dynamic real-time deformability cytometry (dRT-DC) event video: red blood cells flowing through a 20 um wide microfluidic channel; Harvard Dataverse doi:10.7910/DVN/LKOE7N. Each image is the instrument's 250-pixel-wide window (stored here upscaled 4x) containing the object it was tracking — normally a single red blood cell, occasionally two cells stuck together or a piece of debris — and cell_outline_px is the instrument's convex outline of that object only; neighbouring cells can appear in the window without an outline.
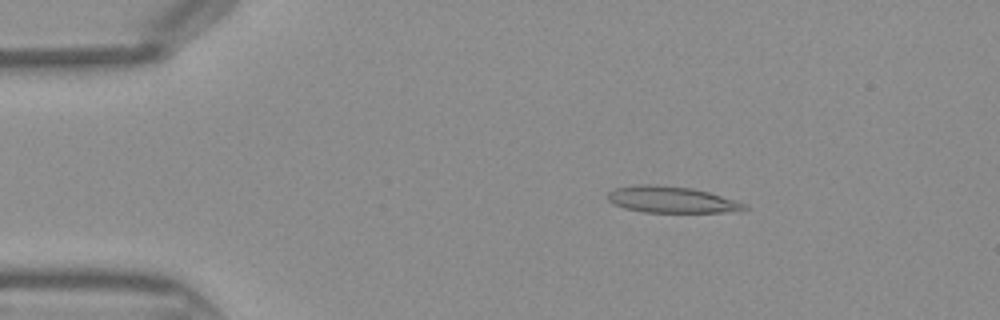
{"species": "Egyptian fruit bat (a non-hibernating species)", "species_latin": "Rousettus aegyptiacus", "temperature_condition": "warm", "stored_images_in_passage": 44, "camera_frame_rate_fps": 3000, "um_per_image_px": 0.085, "frame": {"image": 1, "passage_image": 7, "time_ms": 2.0, "image_size_px": [1000, 320], "cell_outline_px": [[748, 208], [740, 212], [644, 212], [624, 208], [612, 204], [608, 200], [608, 192], [612, 188], [640, 184], [656, 184], [692, 188], [708, 192], [748, 204]], "centroid_in_image_um": [57.08, 16.97], "position_along_channel_um": 27.9, "area_um2": 21.27}}
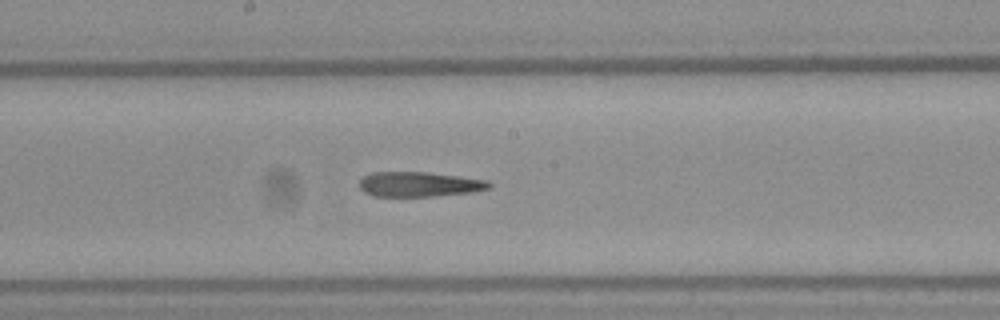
{"frame": {"image": 2, "passage_image": 23, "time_ms": 7.333, "image_size_px": [1000, 320], "cell_outline_px": [[492, 184], [488, 188], [472, 192], [432, 196], [376, 196], [364, 192], [360, 188], [360, 180], [364, 176], [372, 172], [428, 172], [488, 180]], "centroid_in_image_um": [35.63, 15.65], "position_along_channel_um": 212.6, "area_um2": 18.67}}
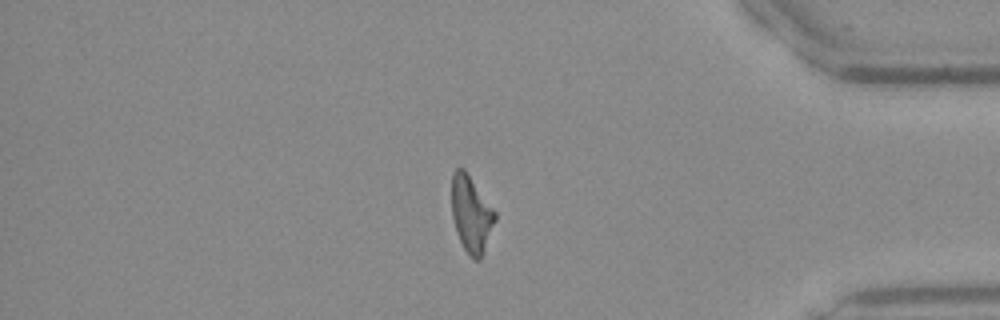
{"frame": {"image": 3, "passage_image": 37, "time_ms": 12.0, "image_size_px": [1000, 320], "cell_outline_px": [[496, 220], [484, 252], [480, 260], [472, 260], [468, 256], [456, 232], [452, 216], [452, 172], [456, 168], [464, 168], [496, 212]], "centroid_in_image_um": [40.06, 18.22], "position_along_channel_um": 395.1, "area_um2": 19.42}}